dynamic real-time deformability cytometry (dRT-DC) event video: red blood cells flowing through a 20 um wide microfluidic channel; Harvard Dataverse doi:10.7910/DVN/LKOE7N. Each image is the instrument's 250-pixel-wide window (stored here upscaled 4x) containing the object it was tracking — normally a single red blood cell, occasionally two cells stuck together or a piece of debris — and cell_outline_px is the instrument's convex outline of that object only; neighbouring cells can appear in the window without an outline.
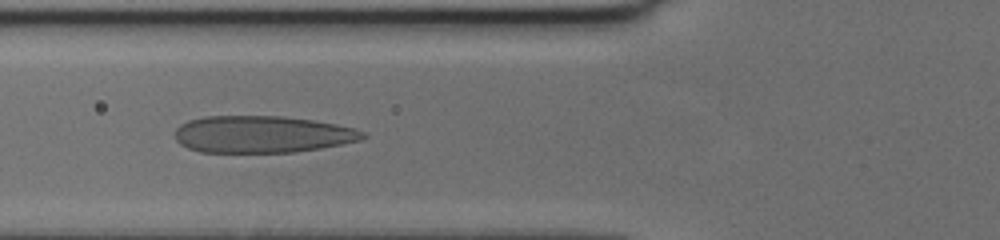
{"species": "human", "species_latin": "Homo sapiens", "temperature_condition": "cold", "stored_images_in_passage": 51, "camera_frame_rate_fps": 3000, "um_per_image_px": 0.085, "donor": {"sex": "female"}, "frame": {"image": 1, "passage_image": 16, "time_ms": 5.0, "image_size_px": [1000, 240], "cell_outline_px": [[368, 136], [360, 140], [320, 148], [296, 152], [200, 152], [188, 148], [180, 144], [176, 140], [176, 128], [180, 124], [188, 120], [204, 116], [284, 116], [312, 120], [336, 124], [356, 128], [364, 132]], "centroid_in_image_um": [22.28, 11.41], "position_along_channel_um": 103.5, "area_um2": 40.58}}
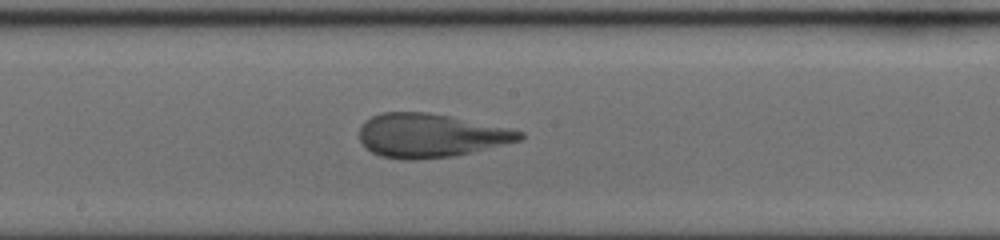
{"frame": {"image": 2, "passage_image": 25, "time_ms": 8.0, "image_size_px": [1000, 240], "cell_outline_px": [[524, 136], [520, 140], [472, 152], [452, 156], [416, 160], [404, 160], [380, 156], [372, 152], [360, 140], [360, 124], [364, 120], [380, 112], [428, 112], [512, 128], [524, 132]], "centroid_in_image_um": [36.58, 11.51], "position_along_channel_um": 211.6, "area_um2": 40.92}}
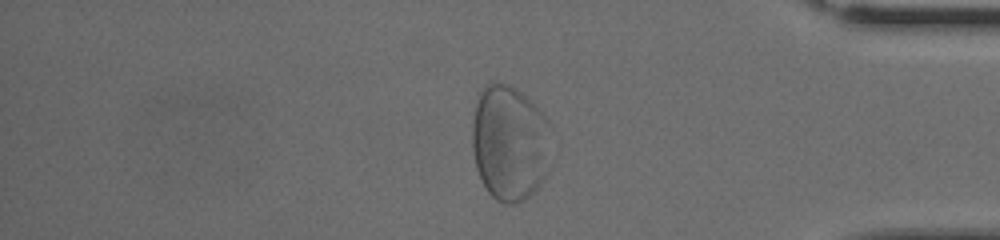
{"frame": {"image": 3, "passage_image": 42, "time_ms": 13.667, "image_size_px": [1000, 240], "cell_outline_px": [[552, 128], [548, 172], [540, 184], [524, 200], [516, 204], [504, 204], [496, 200], [488, 192], [480, 180], [476, 168], [472, 152], [472, 120], [476, 104], [480, 92], [484, 84], [496, 80], [508, 84], [520, 92], [552, 124]], "centroid_in_image_um": [43.31, 12.16], "position_along_channel_um": 391.9, "area_um2": 54.16}}